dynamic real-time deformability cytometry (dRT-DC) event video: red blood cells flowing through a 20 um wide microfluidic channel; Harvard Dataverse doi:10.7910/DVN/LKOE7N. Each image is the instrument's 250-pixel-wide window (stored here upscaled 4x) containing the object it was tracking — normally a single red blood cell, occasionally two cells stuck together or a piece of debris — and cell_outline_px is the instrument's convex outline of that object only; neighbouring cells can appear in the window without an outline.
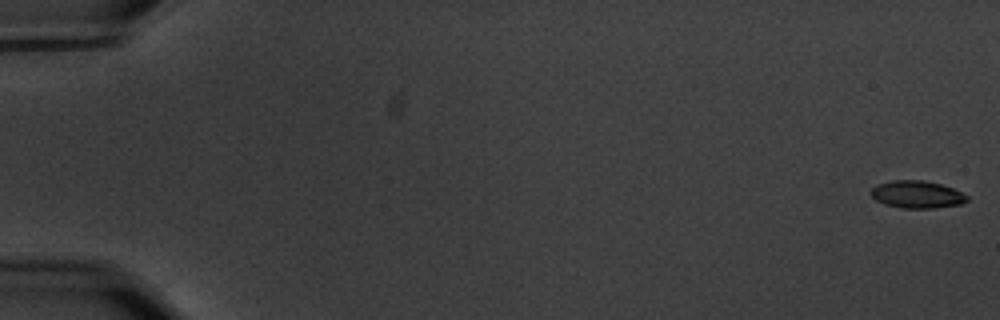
{"species": "common noctule bat (a hibernating species)", "species_latin": "Nyctalus noctula", "temperature_condition": "warm", "stored_images_in_passage": 59, "camera_frame_rate_fps": 3000, "um_per_image_px": 0.085, "animal": {"sex": "male", "body_mass_g": 20.1, "forearm_length_mm": 53.5}, "frame": {"image": 1, "passage_image": 1, "time_ms": 0.0, "image_size_px": [1000, 320], "cell_outline_px": [[968, 200], [960, 204], [932, 208], [904, 208], [884, 204], [876, 200], [872, 196], [872, 188], [876, 184], [892, 180], [924, 180], [940, 184], [952, 188], [968, 196]], "centroid_in_image_um": [77.93, 16.52], "position_along_channel_um": 7.1, "area_um2": 15.2}}
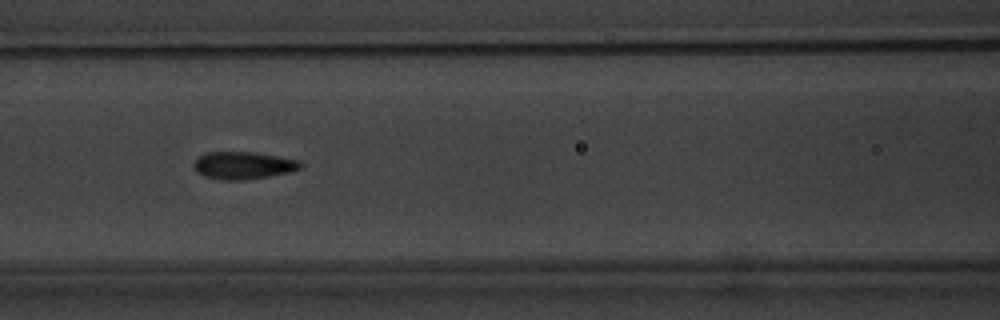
{"frame": {"image": 2, "passage_image": 27, "time_ms": 8.667, "image_size_px": [1000, 320], "cell_outline_px": [[304, 164], [300, 168], [292, 172], [244, 180], [220, 180], [204, 176], [196, 172], [192, 164], [200, 156], [208, 152], [252, 152], [300, 160]], "centroid_in_image_um": [20.68, 14.07], "position_along_channel_um": 145.9, "area_um2": 17.11}}
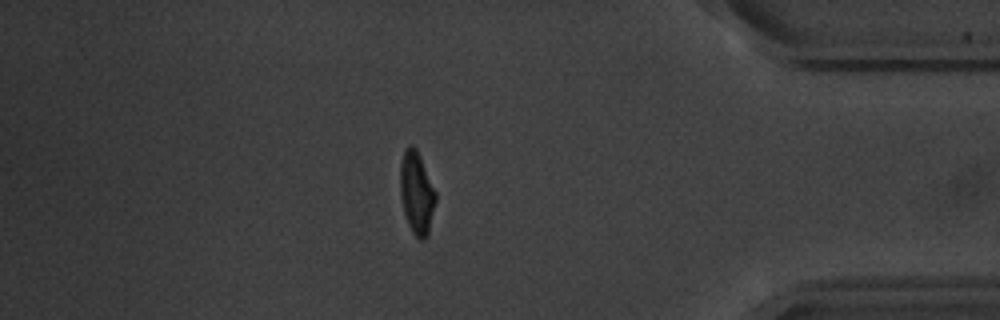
{"frame": {"image": 3, "passage_image": 51, "time_ms": 16.667, "image_size_px": [1000, 320], "cell_outline_px": [[436, 200], [428, 236], [424, 240], [420, 240], [412, 232], [408, 224], [404, 212], [400, 192], [400, 164], [404, 148], [412, 144], [416, 148], [420, 156], [436, 192]], "centroid_in_image_um": [35.41, 16.39], "position_along_channel_um": 399.8, "area_um2": 17.11}, "authors_computed_cell_mechanics": {"area_um2": 16.5308, "velocity_mm_per_s": 3.5467, "shape_relaxation_time_tau1_ms": 2.7549, "shape_relaxation_time_tau2_ms": null, "deformation_change_tau1": 0.1533, "deformation_change_tau2": null}}